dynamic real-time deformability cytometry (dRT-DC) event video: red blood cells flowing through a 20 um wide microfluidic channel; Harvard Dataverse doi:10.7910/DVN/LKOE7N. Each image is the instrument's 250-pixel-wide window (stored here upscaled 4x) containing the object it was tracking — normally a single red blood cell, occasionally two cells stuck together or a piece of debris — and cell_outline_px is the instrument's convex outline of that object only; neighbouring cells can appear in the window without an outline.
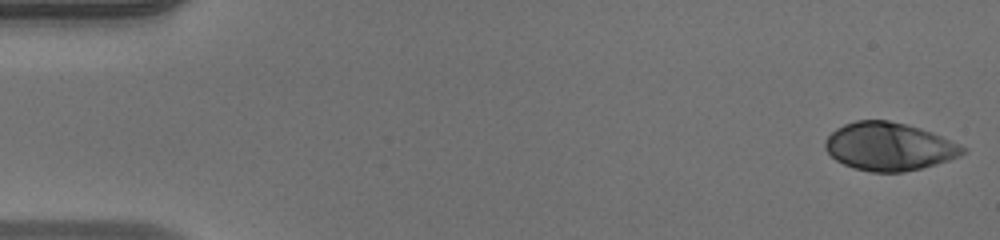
{"species": "human", "species_latin": "Homo sapiens", "temperature_condition": "warm", "stored_images_in_passage": 16, "camera_frame_rate_fps": 3000, "um_per_image_px": 0.085, "donor": {"sex": "male"}, "frame": {"image": 1, "passage_image": 1, "time_ms": 0.0, "image_size_px": [1000, 240], "cell_outline_px": [[968, 152], [960, 156], [936, 164], [904, 172], [872, 172], [856, 168], [844, 164], [836, 160], [824, 148], [824, 140], [836, 128], [844, 124], [856, 120], [888, 120], [920, 128], [932, 132], [960, 144], [968, 148]], "centroid_in_image_um": [75.59, 12.45], "position_along_channel_um": 9.4, "area_um2": 38.49}}
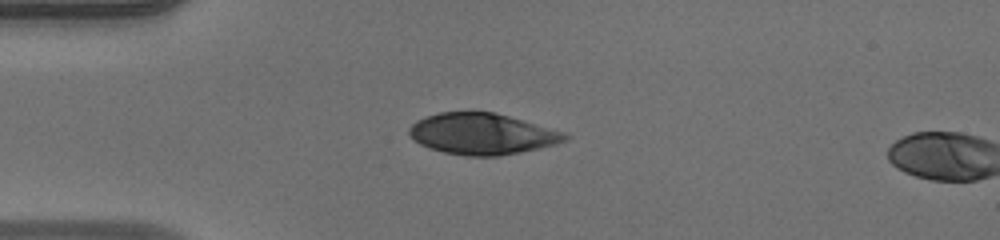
{"frame": {"image": 2, "passage_image": 13, "time_ms": 4.0, "image_size_px": [1000, 240], "cell_outline_px": [[572, 136], [568, 140], [556, 144], [520, 152], [496, 156], [464, 156], [444, 152], [428, 148], [420, 144], [408, 132], [408, 128], [416, 120], [424, 116], [440, 112], [492, 112], [508, 116], [564, 132]], "centroid_in_image_um": [40.97, 11.38], "position_along_channel_um": 44.0, "area_um2": 37.22}}